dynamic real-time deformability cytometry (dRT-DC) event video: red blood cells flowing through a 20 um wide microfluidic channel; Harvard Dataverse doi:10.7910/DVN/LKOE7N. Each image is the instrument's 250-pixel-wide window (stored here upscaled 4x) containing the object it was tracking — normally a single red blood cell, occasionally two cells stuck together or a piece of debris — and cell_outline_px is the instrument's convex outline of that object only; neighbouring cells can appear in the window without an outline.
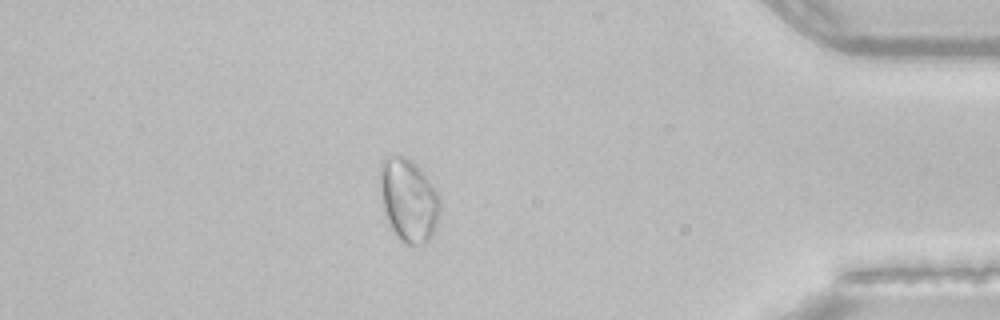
{"species": "common noctule bat (a hibernating species)", "species_latin": "Nyctalus noctula", "temperature_condition": "room temperature", "stored_images_in_passage": 39, "camera_frame_rate_fps": 3000, "um_per_image_px": 0.085, "animal": {"sex": "female", "body_mass_g": 22.7, "forearm_length_mm": 54.2}, "frame": {"image": 1, "passage_image": 34, "time_ms": 11.0, "image_size_px": [1000, 320], "cell_outline_px": [[440, 212], [432, 236], [424, 244], [408, 244], [400, 240], [392, 228], [388, 220], [384, 208], [380, 188], [380, 164], [388, 156], [404, 156], [412, 160], [420, 168], [440, 196]], "centroid_in_image_um": [34.75, 16.99], "position_along_channel_um": 400.5, "area_um2": 28.73}}